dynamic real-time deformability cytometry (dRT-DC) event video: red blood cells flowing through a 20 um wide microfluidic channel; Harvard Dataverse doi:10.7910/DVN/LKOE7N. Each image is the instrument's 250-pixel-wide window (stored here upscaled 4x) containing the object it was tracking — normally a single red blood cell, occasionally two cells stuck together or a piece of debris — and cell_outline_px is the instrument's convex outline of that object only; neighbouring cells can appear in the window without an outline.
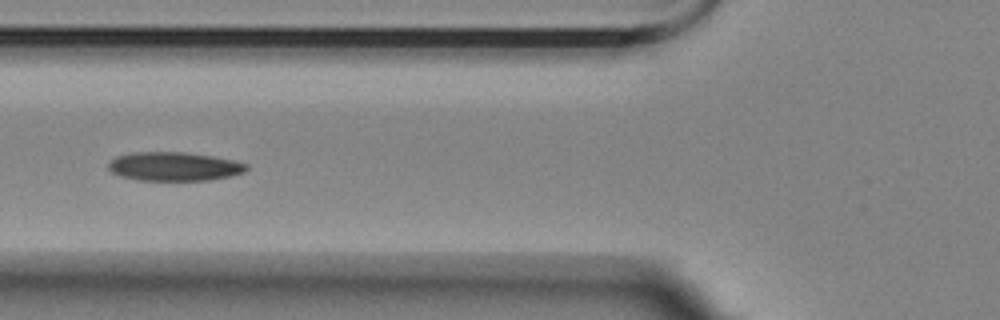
{"species": "Egyptian fruit bat (a non-hibernating species)", "species_latin": "Rousettus aegyptiacus", "temperature_condition": "room temperature", "stored_images_in_passage": 8, "camera_frame_rate_fps": 3000, "um_per_image_px": 0.085, "animal": {"sex": "female"}, "frame": {"image": 1, "passage_image": 5, "time_ms": 4.667, "image_size_px": [1000, 320], "cell_outline_px": [[248, 168], [244, 172], [228, 176], [208, 180], [136, 180], [120, 176], [112, 172], [108, 168], [108, 164], [116, 156], [132, 152], [184, 152], [212, 156], [232, 160], [248, 164]], "centroid_in_image_um": [14.77, 14.14], "position_along_channel_um": 111.0, "area_um2": 23.06}}
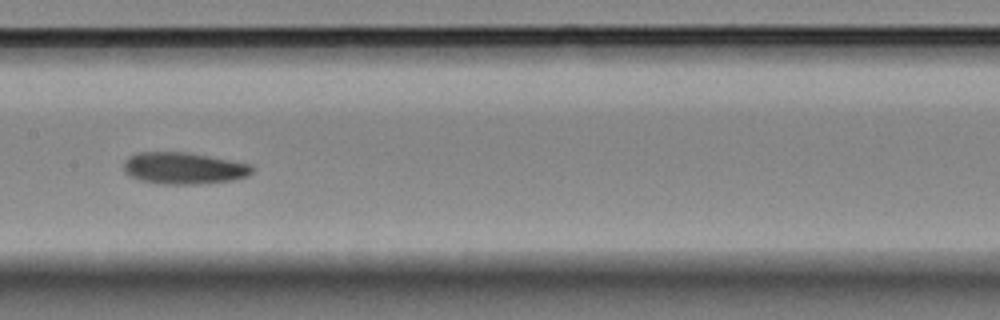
{"frame": {"image": 2, "passage_image": 7, "time_ms": 7.0, "image_size_px": [1000, 320], "cell_outline_px": [[252, 172], [248, 176], [232, 180], [200, 184], [160, 184], [140, 180], [128, 176], [124, 172], [124, 160], [128, 156], [136, 152], [184, 152], [208, 156], [252, 164]], "centroid_in_image_um": [15.57, 14.3], "position_along_channel_um": 191.8, "area_um2": 23.87}}
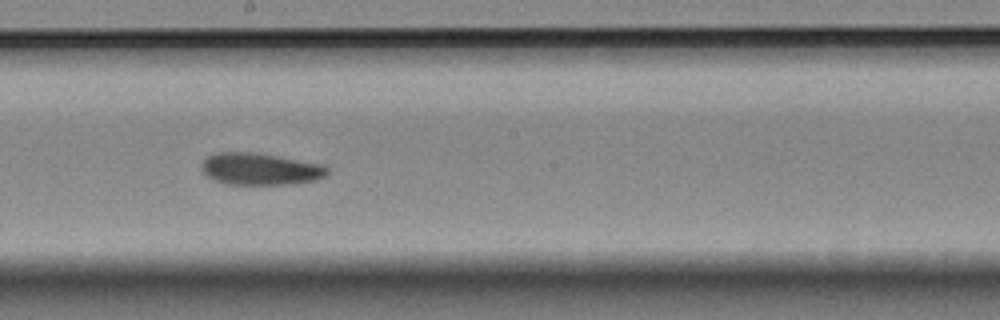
{"frame": {"image": 3, "passage_image": 8, "time_ms": 8.0, "image_size_px": [1000, 320], "cell_outline_px": [[328, 172], [324, 176], [316, 180], [288, 184], [228, 184], [216, 180], [208, 176], [200, 168], [200, 164], [208, 156], [216, 152], [252, 152], [324, 164], [328, 168]], "centroid_in_image_um": [22.11, 14.36], "position_along_channel_um": 226.1, "area_um2": 23.24}}